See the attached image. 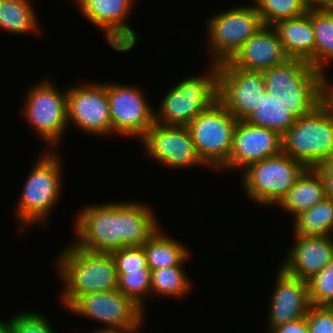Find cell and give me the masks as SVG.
Masks as SVG:
<instances>
[{
  "instance_id": "6da1fadb",
  "label": "cell",
  "mask_w": 333,
  "mask_h": 333,
  "mask_svg": "<svg viewBox=\"0 0 333 333\" xmlns=\"http://www.w3.org/2000/svg\"><path fill=\"white\" fill-rule=\"evenodd\" d=\"M57 258L54 268L63 283L60 302L66 309L81 296L117 289L118 274L111 253L83 250L71 241Z\"/></svg>"
},
{
  "instance_id": "7a4b0ae2",
  "label": "cell",
  "mask_w": 333,
  "mask_h": 333,
  "mask_svg": "<svg viewBox=\"0 0 333 333\" xmlns=\"http://www.w3.org/2000/svg\"><path fill=\"white\" fill-rule=\"evenodd\" d=\"M56 151L42 150L30 169L23 185L15 216L20 225L19 231L35 225H47V220L61 199L63 179V158Z\"/></svg>"
},
{
  "instance_id": "3957f363",
  "label": "cell",
  "mask_w": 333,
  "mask_h": 333,
  "mask_svg": "<svg viewBox=\"0 0 333 333\" xmlns=\"http://www.w3.org/2000/svg\"><path fill=\"white\" fill-rule=\"evenodd\" d=\"M281 150L306 168L333 156V107L325 99L281 135Z\"/></svg>"
},
{
  "instance_id": "277c9868",
  "label": "cell",
  "mask_w": 333,
  "mask_h": 333,
  "mask_svg": "<svg viewBox=\"0 0 333 333\" xmlns=\"http://www.w3.org/2000/svg\"><path fill=\"white\" fill-rule=\"evenodd\" d=\"M204 74L189 75L162 97L155 110V123L166 126H187L217 101L218 65L208 66Z\"/></svg>"
},
{
  "instance_id": "5b68a950",
  "label": "cell",
  "mask_w": 333,
  "mask_h": 333,
  "mask_svg": "<svg viewBox=\"0 0 333 333\" xmlns=\"http://www.w3.org/2000/svg\"><path fill=\"white\" fill-rule=\"evenodd\" d=\"M46 77L27 89L20 114L28 121L30 129L46 144L47 151H57L68 127L67 88L59 90Z\"/></svg>"
},
{
  "instance_id": "8992f818",
  "label": "cell",
  "mask_w": 333,
  "mask_h": 333,
  "mask_svg": "<svg viewBox=\"0 0 333 333\" xmlns=\"http://www.w3.org/2000/svg\"><path fill=\"white\" fill-rule=\"evenodd\" d=\"M307 168L283 152L242 169L241 187L260 208L277 206Z\"/></svg>"
},
{
  "instance_id": "52a82bcc",
  "label": "cell",
  "mask_w": 333,
  "mask_h": 333,
  "mask_svg": "<svg viewBox=\"0 0 333 333\" xmlns=\"http://www.w3.org/2000/svg\"><path fill=\"white\" fill-rule=\"evenodd\" d=\"M210 64L229 61L239 48L263 26L255 4L231 6L205 20Z\"/></svg>"
},
{
  "instance_id": "ba28073f",
  "label": "cell",
  "mask_w": 333,
  "mask_h": 333,
  "mask_svg": "<svg viewBox=\"0 0 333 333\" xmlns=\"http://www.w3.org/2000/svg\"><path fill=\"white\" fill-rule=\"evenodd\" d=\"M238 120L218 101L187 124L201 160L211 170H220L232 150Z\"/></svg>"
},
{
  "instance_id": "9c48e42d",
  "label": "cell",
  "mask_w": 333,
  "mask_h": 333,
  "mask_svg": "<svg viewBox=\"0 0 333 333\" xmlns=\"http://www.w3.org/2000/svg\"><path fill=\"white\" fill-rule=\"evenodd\" d=\"M140 88L137 84L107 83L113 135L140 140L155 123V108Z\"/></svg>"
},
{
  "instance_id": "30bf717a",
  "label": "cell",
  "mask_w": 333,
  "mask_h": 333,
  "mask_svg": "<svg viewBox=\"0 0 333 333\" xmlns=\"http://www.w3.org/2000/svg\"><path fill=\"white\" fill-rule=\"evenodd\" d=\"M145 154L160 166L172 169L206 167L186 126L154 123L140 139Z\"/></svg>"
},
{
  "instance_id": "8fae6325",
  "label": "cell",
  "mask_w": 333,
  "mask_h": 333,
  "mask_svg": "<svg viewBox=\"0 0 333 333\" xmlns=\"http://www.w3.org/2000/svg\"><path fill=\"white\" fill-rule=\"evenodd\" d=\"M67 122L86 135L100 138L112 135L107 82L93 81L68 87Z\"/></svg>"
},
{
  "instance_id": "7c38bea8",
  "label": "cell",
  "mask_w": 333,
  "mask_h": 333,
  "mask_svg": "<svg viewBox=\"0 0 333 333\" xmlns=\"http://www.w3.org/2000/svg\"><path fill=\"white\" fill-rule=\"evenodd\" d=\"M79 211L74 215L72 241L77 247L104 253L120 249L119 201L88 204Z\"/></svg>"
},
{
  "instance_id": "4fadbf2b",
  "label": "cell",
  "mask_w": 333,
  "mask_h": 333,
  "mask_svg": "<svg viewBox=\"0 0 333 333\" xmlns=\"http://www.w3.org/2000/svg\"><path fill=\"white\" fill-rule=\"evenodd\" d=\"M79 11L87 21L104 32L113 50L128 52L140 39L134 28L127 23L135 9L136 0H75ZM129 19V20H128Z\"/></svg>"
},
{
  "instance_id": "5bb4252c",
  "label": "cell",
  "mask_w": 333,
  "mask_h": 333,
  "mask_svg": "<svg viewBox=\"0 0 333 333\" xmlns=\"http://www.w3.org/2000/svg\"><path fill=\"white\" fill-rule=\"evenodd\" d=\"M67 311L105 328L143 326L147 317L140 306L117 289L81 296Z\"/></svg>"
},
{
  "instance_id": "9a60e30c",
  "label": "cell",
  "mask_w": 333,
  "mask_h": 333,
  "mask_svg": "<svg viewBox=\"0 0 333 333\" xmlns=\"http://www.w3.org/2000/svg\"><path fill=\"white\" fill-rule=\"evenodd\" d=\"M263 92V72L242 70L228 61L218 65L217 101L238 121H245L257 110Z\"/></svg>"
},
{
  "instance_id": "2e32d148",
  "label": "cell",
  "mask_w": 333,
  "mask_h": 333,
  "mask_svg": "<svg viewBox=\"0 0 333 333\" xmlns=\"http://www.w3.org/2000/svg\"><path fill=\"white\" fill-rule=\"evenodd\" d=\"M281 152L280 134L264 127L250 125L245 121H238L233 133V145L228 162L219 173L242 170L250 163Z\"/></svg>"
},
{
  "instance_id": "e0dca14e",
  "label": "cell",
  "mask_w": 333,
  "mask_h": 333,
  "mask_svg": "<svg viewBox=\"0 0 333 333\" xmlns=\"http://www.w3.org/2000/svg\"><path fill=\"white\" fill-rule=\"evenodd\" d=\"M275 281L269 299L266 333L275 327L306 316L311 306L307 281L287 274L279 266Z\"/></svg>"
},
{
  "instance_id": "ac0fdd59",
  "label": "cell",
  "mask_w": 333,
  "mask_h": 333,
  "mask_svg": "<svg viewBox=\"0 0 333 333\" xmlns=\"http://www.w3.org/2000/svg\"><path fill=\"white\" fill-rule=\"evenodd\" d=\"M291 247L279 267L287 274L308 281L331 261L333 236L293 234Z\"/></svg>"
},
{
  "instance_id": "d6986e66",
  "label": "cell",
  "mask_w": 333,
  "mask_h": 333,
  "mask_svg": "<svg viewBox=\"0 0 333 333\" xmlns=\"http://www.w3.org/2000/svg\"><path fill=\"white\" fill-rule=\"evenodd\" d=\"M288 59L289 56L275 28L263 26L239 48L228 62L242 70L263 72Z\"/></svg>"
},
{
  "instance_id": "ffe728a7",
  "label": "cell",
  "mask_w": 333,
  "mask_h": 333,
  "mask_svg": "<svg viewBox=\"0 0 333 333\" xmlns=\"http://www.w3.org/2000/svg\"><path fill=\"white\" fill-rule=\"evenodd\" d=\"M144 202L119 201L120 249L142 246L161 226L157 213Z\"/></svg>"
},
{
  "instance_id": "44dd1931",
  "label": "cell",
  "mask_w": 333,
  "mask_h": 333,
  "mask_svg": "<svg viewBox=\"0 0 333 333\" xmlns=\"http://www.w3.org/2000/svg\"><path fill=\"white\" fill-rule=\"evenodd\" d=\"M273 27L289 58L306 61L315 69V34L309 9L304 15L278 21Z\"/></svg>"
},
{
  "instance_id": "7402d4cb",
  "label": "cell",
  "mask_w": 333,
  "mask_h": 333,
  "mask_svg": "<svg viewBox=\"0 0 333 333\" xmlns=\"http://www.w3.org/2000/svg\"><path fill=\"white\" fill-rule=\"evenodd\" d=\"M265 89L326 88V77L308 62L289 58L263 71Z\"/></svg>"
},
{
  "instance_id": "603a6c76",
  "label": "cell",
  "mask_w": 333,
  "mask_h": 333,
  "mask_svg": "<svg viewBox=\"0 0 333 333\" xmlns=\"http://www.w3.org/2000/svg\"><path fill=\"white\" fill-rule=\"evenodd\" d=\"M142 247L146 255L147 266L151 271L166 267H185L192 254L189 247L187 248L178 239L166 234L162 230V225Z\"/></svg>"
},
{
  "instance_id": "cb8c5ba5",
  "label": "cell",
  "mask_w": 333,
  "mask_h": 333,
  "mask_svg": "<svg viewBox=\"0 0 333 333\" xmlns=\"http://www.w3.org/2000/svg\"><path fill=\"white\" fill-rule=\"evenodd\" d=\"M324 183L314 168H307L277 205L292 218L325 198Z\"/></svg>"
},
{
  "instance_id": "d4e9b609",
  "label": "cell",
  "mask_w": 333,
  "mask_h": 333,
  "mask_svg": "<svg viewBox=\"0 0 333 333\" xmlns=\"http://www.w3.org/2000/svg\"><path fill=\"white\" fill-rule=\"evenodd\" d=\"M32 0H0V29L15 35L40 33Z\"/></svg>"
},
{
  "instance_id": "484cf974",
  "label": "cell",
  "mask_w": 333,
  "mask_h": 333,
  "mask_svg": "<svg viewBox=\"0 0 333 333\" xmlns=\"http://www.w3.org/2000/svg\"><path fill=\"white\" fill-rule=\"evenodd\" d=\"M309 16L315 34V69L327 75L333 62V6L310 7Z\"/></svg>"
},
{
  "instance_id": "4316f807",
  "label": "cell",
  "mask_w": 333,
  "mask_h": 333,
  "mask_svg": "<svg viewBox=\"0 0 333 333\" xmlns=\"http://www.w3.org/2000/svg\"><path fill=\"white\" fill-rule=\"evenodd\" d=\"M296 121L278 97L263 92L260 93L258 108L246 120L250 125L264 127L282 135Z\"/></svg>"
},
{
  "instance_id": "83f0119b",
  "label": "cell",
  "mask_w": 333,
  "mask_h": 333,
  "mask_svg": "<svg viewBox=\"0 0 333 333\" xmlns=\"http://www.w3.org/2000/svg\"><path fill=\"white\" fill-rule=\"evenodd\" d=\"M293 234L333 236V200L324 198L292 219Z\"/></svg>"
},
{
  "instance_id": "f1b7e54d",
  "label": "cell",
  "mask_w": 333,
  "mask_h": 333,
  "mask_svg": "<svg viewBox=\"0 0 333 333\" xmlns=\"http://www.w3.org/2000/svg\"><path fill=\"white\" fill-rule=\"evenodd\" d=\"M183 266L161 268L151 271L152 295L162 298L181 299L188 295L193 288V281L189 278Z\"/></svg>"
},
{
  "instance_id": "f546056e",
  "label": "cell",
  "mask_w": 333,
  "mask_h": 333,
  "mask_svg": "<svg viewBox=\"0 0 333 333\" xmlns=\"http://www.w3.org/2000/svg\"><path fill=\"white\" fill-rule=\"evenodd\" d=\"M265 91L271 96L276 95L296 119L312 112L326 99V88H284Z\"/></svg>"
},
{
  "instance_id": "4dcf8cb0",
  "label": "cell",
  "mask_w": 333,
  "mask_h": 333,
  "mask_svg": "<svg viewBox=\"0 0 333 333\" xmlns=\"http://www.w3.org/2000/svg\"><path fill=\"white\" fill-rule=\"evenodd\" d=\"M264 26H274L278 21L304 15L310 8L304 0H251Z\"/></svg>"
},
{
  "instance_id": "1f68e13d",
  "label": "cell",
  "mask_w": 333,
  "mask_h": 333,
  "mask_svg": "<svg viewBox=\"0 0 333 333\" xmlns=\"http://www.w3.org/2000/svg\"><path fill=\"white\" fill-rule=\"evenodd\" d=\"M117 290L132 299L145 312L144 301L152 298L151 270L147 266L140 271H127L126 274H118ZM145 303V304H144Z\"/></svg>"
},
{
  "instance_id": "d6a6232c",
  "label": "cell",
  "mask_w": 333,
  "mask_h": 333,
  "mask_svg": "<svg viewBox=\"0 0 333 333\" xmlns=\"http://www.w3.org/2000/svg\"><path fill=\"white\" fill-rule=\"evenodd\" d=\"M307 285L312 306L333 307V256L325 268L307 281Z\"/></svg>"
},
{
  "instance_id": "836d02e7",
  "label": "cell",
  "mask_w": 333,
  "mask_h": 333,
  "mask_svg": "<svg viewBox=\"0 0 333 333\" xmlns=\"http://www.w3.org/2000/svg\"><path fill=\"white\" fill-rule=\"evenodd\" d=\"M40 311L26 310L15 313L10 320H0L11 333H56L49 318Z\"/></svg>"
},
{
  "instance_id": "e575fe53",
  "label": "cell",
  "mask_w": 333,
  "mask_h": 333,
  "mask_svg": "<svg viewBox=\"0 0 333 333\" xmlns=\"http://www.w3.org/2000/svg\"><path fill=\"white\" fill-rule=\"evenodd\" d=\"M111 254L115 261L117 274L140 271L147 267L146 255L142 246L123 247Z\"/></svg>"
},
{
  "instance_id": "d590c367",
  "label": "cell",
  "mask_w": 333,
  "mask_h": 333,
  "mask_svg": "<svg viewBox=\"0 0 333 333\" xmlns=\"http://www.w3.org/2000/svg\"><path fill=\"white\" fill-rule=\"evenodd\" d=\"M306 317L309 333H333V307L311 305Z\"/></svg>"
},
{
  "instance_id": "8d00e7d4",
  "label": "cell",
  "mask_w": 333,
  "mask_h": 333,
  "mask_svg": "<svg viewBox=\"0 0 333 333\" xmlns=\"http://www.w3.org/2000/svg\"><path fill=\"white\" fill-rule=\"evenodd\" d=\"M314 169L323 180L326 198L333 200V156Z\"/></svg>"
},
{
  "instance_id": "74e56055",
  "label": "cell",
  "mask_w": 333,
  "mask_h": 333,
  "mask_svg": "<svg viewBox=\"0 0 333 333\" xmlns=\"http://www.w3.org/2000/svg\"><path fill=\"white\" fill-rule=\"evenodd\" d=\"M268 333H309L307 317H301L271 329Z\"/></svg>"
},
{
  "instance_id": "f35d334b",
  "label": "cell",
  "mask_w": 333,
  "mask_h": 333,
  "mask_svg": "<svg viewBox=\"0 0 333 333\" xmlns=\"http://www.w3.org/2000/svg\"><path fill=\"white\" fill-rule=\"evenodd\" d=\"M143 326H132L124 328H104L92 331V333H141ZM140 331V332H139Z\"/></svg>"
},
{
  "instance_id": "ab89813d",
  "label": "cell",
  "mask_w": 333,
  "mask_h": 333,
  "mask_svg": "<svg viewBox=\"0 0 333 333\" xmlns=\"http://www.w3.org/2000/svg\"><path fill=\"white\" fill-rule=\"evenodd\" d=\"M309 7H332L333 0H304Z\"/></svg>"
},
{
  "instance_id": "60d3db41",
  "label": "cell",
  "mask_w": 333,
  "mask_h": 333,
  "mask_svg": "<svg viewBox=\"0 0 333 333\" xmlns=\"http://www.w3.org/2000/svg\"><path fill=\"white\" fill-rule=\"evenodd\" d=\"M329 75L326 77V100L332 105L333 107V82L329 79Z\"/></svg>"
},
{
  "instance_id": "b9f144b4",
  "label": "cell",
  "mask_w": 333,
  "mask_h": 333,
  "mask_svg": "<svg viewBox=\"0 0 333 333\" xmlns=\"http://www.w3.org/2000/svg\"><path fill=\"white\" fill-rule=\"evenodd\" d=\"M0 333H11V331L0 321Z\"/></svg>"
}]
</instances>
